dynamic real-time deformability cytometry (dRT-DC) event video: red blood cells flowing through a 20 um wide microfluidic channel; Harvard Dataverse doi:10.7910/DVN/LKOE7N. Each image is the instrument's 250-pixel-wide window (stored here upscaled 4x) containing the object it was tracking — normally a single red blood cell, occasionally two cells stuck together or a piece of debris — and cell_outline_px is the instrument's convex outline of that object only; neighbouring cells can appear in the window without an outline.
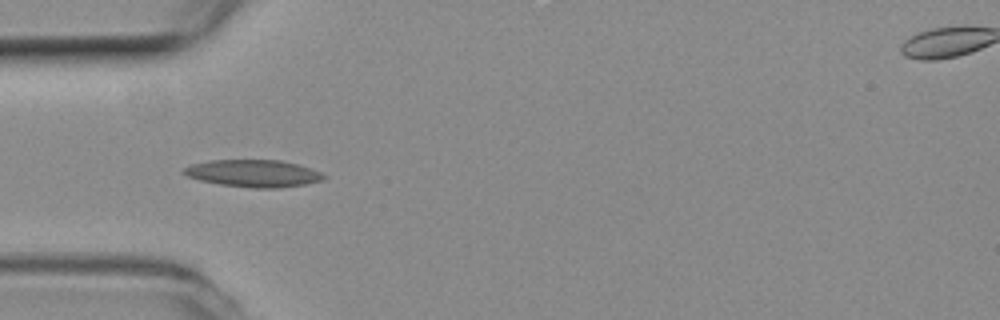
{"species": "common noctule bat (a hibernating species)", "species_latin": "Nyctalus noctula", "temperature_condition": "room temperature", "stored_images_in_passage": 5, "camera_frame_rate_fps": 3000, "um_per_image_px": 0.085, "animal": {"sex": "female", "body_mass_g": 19.3, "forearm_length_mm": 54.1}, "frame": {"image": 1, "passage_image": 5, "time_ms": 1.333, "image_size_px": [1000, 320], "cell_outline_px": [[328, 176], [324, 180], [304, 184], [280, 188], [252, 188], [220, 184], [200, 180], [188, 176], [180, 172], [184, 168], [192, 164], [208, 160], [280, 160], [300, 164], [320, 172]], "centroid_in_image_um": [21.56, 14.73], "position_along_channel_um": 63.4, "area_um2": 22.31}}